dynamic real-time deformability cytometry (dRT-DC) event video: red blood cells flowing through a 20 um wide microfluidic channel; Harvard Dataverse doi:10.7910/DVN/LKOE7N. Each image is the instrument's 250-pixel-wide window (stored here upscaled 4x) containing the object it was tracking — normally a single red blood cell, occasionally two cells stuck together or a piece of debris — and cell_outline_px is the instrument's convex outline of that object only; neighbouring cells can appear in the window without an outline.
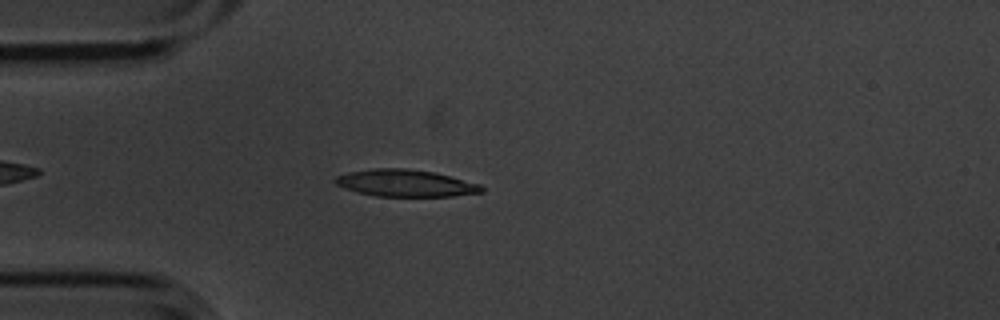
{"species": "common noctule bat (a hibernating species)", "species_latin": "Nyctalus noctula", "temperature_condition": "cold", "stored_images_in_passage": 5, "camera_frame_rate_fps": 3000, "um_per_image_px": 0.085, "animal": {"sex": "male", "body_mass_g": 20.1, "forearm_length_mm": 53.5}, "frame": {"image": 1, "passage_image": 5, "time_ms": 1.333, "image_size_px": [1000, 320], "cell_outline_px": [[484, 192], [452, 196], [376, 196], [344, 188], [336, 184], [332, 180], [336, 176], [348, 172], [376, 168], [404, 168], [432, 172], [480, 184], [484, 188]], "centroid_in_image_um": [34.45, 15.57], "position_along_channel_um": 50.6, "area_um2": 22.77}}